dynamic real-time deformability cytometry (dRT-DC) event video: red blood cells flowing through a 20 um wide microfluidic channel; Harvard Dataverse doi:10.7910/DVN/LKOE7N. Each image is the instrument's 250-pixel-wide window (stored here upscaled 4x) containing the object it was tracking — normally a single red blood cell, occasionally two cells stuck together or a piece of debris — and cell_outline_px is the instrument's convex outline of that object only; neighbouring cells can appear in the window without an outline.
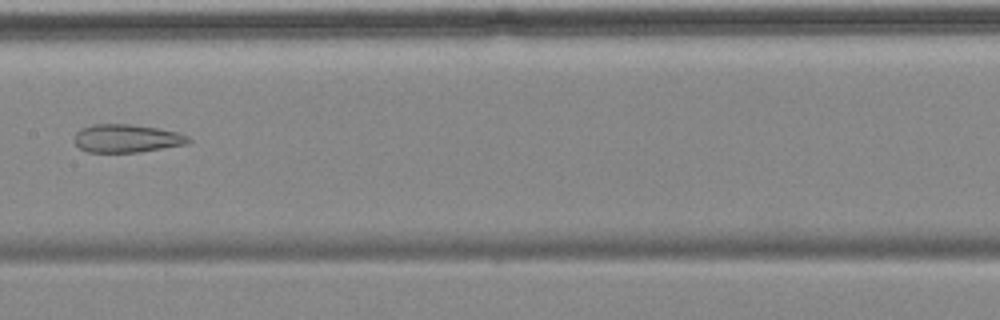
{"species": "common noctule bat (a hibernating species)", "species_latin": "Nyctalus noctula", "temperature_condition": "cold", "stored_images_in_passage": 7, "camera_frame_rate_fps": 3000, "um_per_image_px": 0.085, "animal": {"sex": "female", "body_mass_g": 18.4}, "frame": {"image": 1, "passage_image": 6, "time_ms": 6.0, "image_size_px": [1000, 320], "cell_outline_px": [[192, 140], [188, 144], [140, 152], [88, 152], [80, 148], [72, 140], [76, 132], [80, 128], [92, 124], [128, 124], [156, 128], [176, 132], [188, 136]], "centroid_in_image_um": [10.74, 11.76], "position_along_channel_um": 196.7, "area_um2": 18.79}}